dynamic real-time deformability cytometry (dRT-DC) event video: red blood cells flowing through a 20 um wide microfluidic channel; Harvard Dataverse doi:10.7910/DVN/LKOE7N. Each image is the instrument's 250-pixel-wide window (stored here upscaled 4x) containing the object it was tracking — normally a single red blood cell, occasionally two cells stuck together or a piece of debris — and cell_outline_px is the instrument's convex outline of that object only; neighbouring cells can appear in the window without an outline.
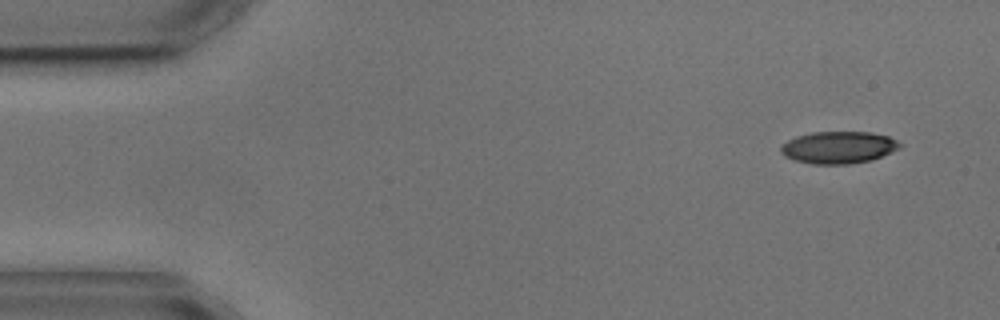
{"species": "common noctule bat (a hibernating species)", "species_latin": "Nyctalus noctula", "temperature_condition": "cold", "stored_images_in_passage": 4, "camera_frame_rate_fps": 3000, "um_per_image_px": 0.085, "animal": {"sex": "male", "body_mass_g": 17.9, "forearm_length_mm": 54.2}, "frame": {"image": 1, "passage_image": 1, "time_ms": 0.0, "image_size_px": [1000, 320], "cell_outline_px": [[904, 144], [900, 148], [872, 160], [848, 164], [812, 164], [796, 160], [784, 156], [780, 152], [780, 148], [788, 140], [796, 136], [812, 132], [868, 132], [888, 136]], "centroid_in_image_um": [71.29, 12.53], "position_along_channel_um": 13.7, "area_um2": 22.25}}
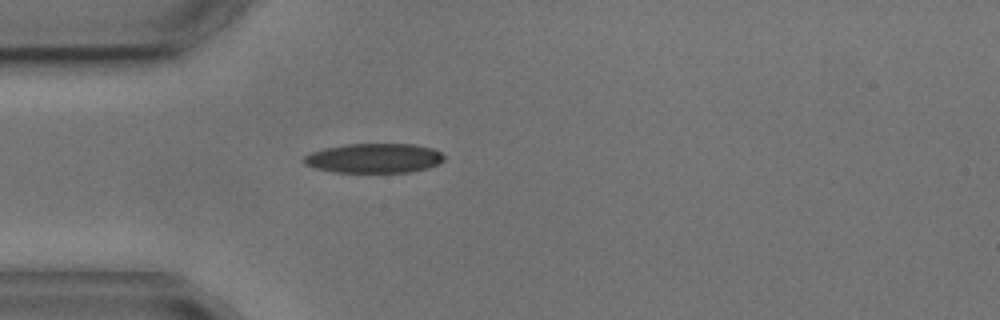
{"frame": {"image": 2, "passage_image": 4, "time_ms": 3.667, "image_size_px": [1000, 320], "cell_outline_px": [[444, 160], [440, 164], [428, 168], [412, 172], [332, 172], [316, 168], [304, 164], [300, 160], [304, 156], [312, 152], [324, 148], [344, 144], [416, 144], [432, 148], [440, 152], [444, 156]], "centroid_in_image_um": [31.8, 13.44], "position_along_channel_um": 53.2, "area_um2": 24.39}}